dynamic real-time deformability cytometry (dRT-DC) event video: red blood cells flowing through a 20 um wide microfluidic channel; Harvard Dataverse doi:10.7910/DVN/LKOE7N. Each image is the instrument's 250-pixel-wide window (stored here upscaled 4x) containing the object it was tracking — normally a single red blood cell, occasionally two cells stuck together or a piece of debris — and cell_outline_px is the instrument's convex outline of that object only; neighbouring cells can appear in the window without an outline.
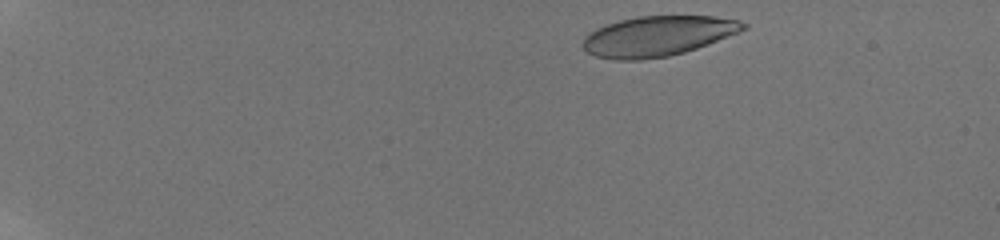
{"species": "human", "species_latin": "Homo sapiens", "temperature_condition": "room temperature", "stored_images_in_passage": 17, "camera_frame_rate_fps": 3000, "um_per_image_px": 0.085, "donor": {"sex": "male"}, "frame": {"image": 1, "passage_image": 2, "time_ms": 0.333, "image_size_px": [1000, 240], "cell_outline_px": [[748, 28], [708, 44], [684, 52], [668, 56], [640, 60], [616, 60], [596, 56], [588, 52], [584, 48], [584, 36], [588, 32], [596, 28], [620, 20], [640, 16], [712, 16], [740, 20], [748, 24]], "centroid_in_image_um": [55.92, 3.06], "position_along_channel_um": 29.1, "area_um2": 37.34}}
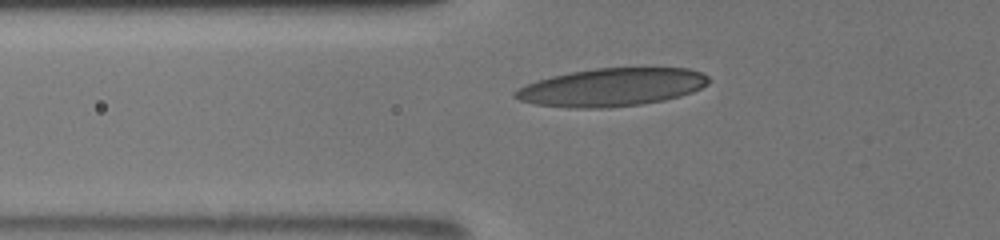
{"frame": {"image": 2, "passage_image": 11, "time_ms": 4.667, "image_size_px": [1000, 240], "cell_outline_px": [[712, 80], [708, 84], [692, 92], [680, 96], [664, 100], [640, 104], [608, 108], [572, 108], [536, 104], [520, 100], [512, 96], [512, 92], [536, 80], [552, 76], [572, 72], [596, 68], [688, 68], [700, 72], [708, 76]], "centroid_in_image_um": [52.01, 7.42], "position_along_channel_um": 73.8, "area_um2": 42.77}}
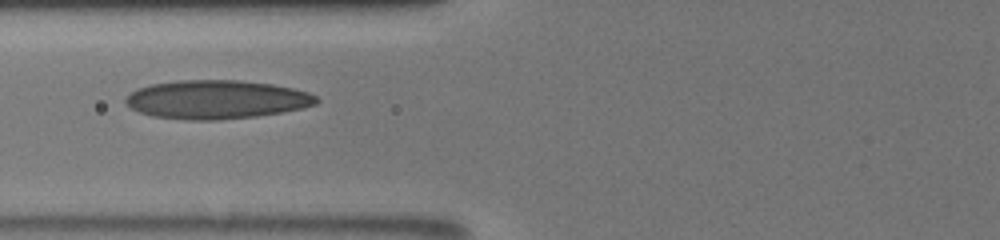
{"frame": {"image": 3, "passage_image": 16, "time_ms": 5.667, "image_size_px": [1000, 240], "cell_outline_px": [[320, 100], [316, 104], [304, 108], [256, 116], [220, 120], [184, 120], [152, 116], [140, 112], [124, 104], [124, 96], [136, 88], [152, 84], [176, 80], [240, 80], [272, 84], [292, 88], [308, 92], [316, 96]], "centroid_in_image_um": [18.36, 8.46], "position_along_channel_um": 107.4, "area_um2": 43.35}}